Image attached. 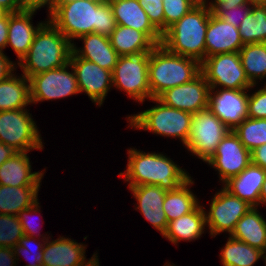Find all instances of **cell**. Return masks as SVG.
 <instances>
[{
  "label": "cell",
  "instance_id": "obj_29",
  "mask_svg": "<svg viewBox=\"0 0 266 266\" xmlns=\"http://www.w3.org/2000/svg\"><path fill=\"white\" fill-rule=\"evenodd\" d=\"M40 186H4L0 184V214L18 215L38 201Z\"/></svg>",
  "mask_w": 266,
  "mask_h": 266
},
{
  "label": "cell",
  "instance_id": "obj_6",
  "mask_svg": "<svg viewBox=\"0 0 266 266\" xmlns=\"http://www.w3.org/2000/svg\"><path fill=\"white\" fill-rule=\"evenodd\" d=\"M156 106L128 116L130 126L161 136L179 138L186 145L193 114L165 105L158 98H151Z\"/></svg>",
  "mask_w": 266,
  "mask_h": 266
},
{
  "label": "cell",
  "instance_id": "obj_47",
  "mask_svg": "<svg viewBox=\"0 0 266 266\" xmlns=\"http://www.w3.org/2000/svg\"><path fill=\"white\" fill-rule=\"evenodd\" d=\"M248 4V0H214L209 2L210 7H234Z\"/></svg>",
  "mask_w": 266,
  "mask_h": 266
},
{
  "label": "cell",
  "instance_id": "obj_48",
  "mask_svg": "<svg viewBox=\"0 0 266 266\" xmlns=\"http://www.w3.org/2000/svg\"><path fill=\"white\" fill-rule=\"evenodd\" d=\"M0 6L6 9L9 13L23 11L20 0H0Z\"/></svg>",
  "mask_w": 266,
  "mask_h": 266
},
{
  "label": "cell",
  "instance_id": "obj_36",
  "mask_svg": "<svg viewBox=\"0 0 266 266\" xmlns=\"http://www.w3.org/2000/svg\"><path fill=\"white\" fill-rule=\"evenodd\" d=\"M49 237L46 238V236H43V239H41L43 241V244L39 242L38 246L35 247V243H33L34 237L32 236H27V235H23L20 239L19 242L16 246L13 247V251L15 256L19 257L21 254L24 256H26V259L30 260V258H27L29 256H31V263L29 265L26 266H42V260H43V247H44V240L48 239ZM33 240V241H31ZM35 248V249H34ZM33 250L35 252H33ZM35 253L33 254V256L31 255V253ZM29 255V256H28ZM25 258V257H24Z\"/></svg>",
  "mask_w": 266,
  "mask_h": 266
},
{
  "label": "cell",
  "instance_id": "obj_3",
  "mask_svg": "<svg viewBox=\"0 0 266 266\" xmlns=\"http://www.w3.org/2000/svg\"><path fill=\"white\" fill-rule=\"evenodd\" d=\"M72 52L73 43L48 20L39 28L28 53L17 64L29 79L63 67L70 62Z\"/></svg>",
  "mask_w": 266,
  "mask_h": 266
},
{
  "label": "cell",
  "instance_id": "obj_11",
  "mask_svg": "<svg viewBox=\"0 0 266 266\" xmlns=\"http://www.w3.org/2000/svg\"><path fill=\"white\" fill-rule=\"evenodd\" d=\"M68 67L73 71H68ZM29 81L31 104L80 93L76 74L70 63L61 68L33 75Z\"/></svg>",
  "mask_w": 266,
  "mask_h": 266
},
{
  "label": "cell",
  "instance_id": "obj_42",
  "mask_svg": "<svg viewBox=\"0 0 266 266\" xmlns=\"http://www.w3.org/2000/svg\"><path fill=\"white\" fill-rule=\"evenodd\" d=\"M58 0H20L23 10H39L41 7L47 5L49 13H51L57 4Z\"/></svg>",
  "mask_w": 266,
  "mask_h": 266
},
{
  "label": "cell",
  "instance_id": "obj_30",
  "mask_svg": "<svg viewBox=\"0 0 266 266\" xmlns=\"http://www.w3.org/2000/svg\"><path fill=\"white\" fill-rule=\"evenodd\" d=\"M192 184L194 182L190 177L176 189L167 191L164 198L163 210L168 222L192 212L199 205L196 195L188 188Z\"/></svg>",
  "mask_w": 266,
  "mask_h": 266
},
{
  "label": "cell",
  "instance_id": "obj_38",
  "mask_svg": "<svg viewBox=\"0 0 266 266\" xmlns=\"http://www.w3.org/2000/svg\"><path fill=\"white\" fill-rule=\"evenodd\" d=\"M251 6L249 4H242L234 7H211V11L217 17L238 28L242 20L251 11Z\"/></svg>",
  "mask_w": 266,
  "mask_h": 266
},
{
  "label": "cell",
  "instance_id": "obj_8",
  "mask_svg": "<svg viewBox=\"0 0 266 266\" xmlns=\"http://www.w3.org/2000/svg\"><path fill=\"white\" fill-rule=\"evenodd\" d=\"M0 143L17 152L43 149L41 134L27 109L0 111Z\"/></svg>",
  "mask_w": 266,
  "mask_h": 266
},
{
  "label": "cell",
  "instance_id": "obj_51",
  "mask_svg": "<svg viewBox=\"0 0 266 266\" xmlns=\"http://www.w3.org/2000/svg\"><path fill=\"white\" fill-rule=\"evenodd\" d=\"M260 203L266 204V177H265V180H264V183L262 185L261 192H260Z\"/></svg>",
  "mask_w": 266,
  "mask_h": 266
},
{
  "label": "cell",
  "instance_id": "obj_46",
  "mask_svg": "<svg viewBox=\"0 0 266 266\" xmlns=\"http://www.w3.org/2000/svg\"><path fill=\"white\" fill-rule=\"evenodd\" d=\"M9 13L0 18V52H4L8 39Z\"/></svg>",
  "mask_w": 266,
  "mask_h": 266
},
{
  "label": "cell",
  "instance_id": "obj_19",
  "mask_svg": "<svg viewBox=\"0 0 266 266\" xmlns=\"http://www.w3.org/2000/svg\"><path fill=\"white\" fill-rule=\"evenodd\" d=\"M110 5L117 25L144 32L156 45L162 43V34L149 21L138 0H113Z\"/></svg>",
  "mask_w": 266,
  "mask_h": 266
},
{
  "label": "cell",
  "instance_id": "obj_24",
  "mask_svg": "<svg viewBox=\"0 0 266 266\" xmlns=\"http://www.w3.org/2000/svg\"><path fill=\"white\" fill-rule=\"evenodd\" d=\"M28 152H17L0 165V184L14 187L40 186L44 176L41 172H31Z\"/></svg>",
  "mask_w": 266,
  "mask_h": 266
},
{
  "label": "cell",
  "instance_id": "obj_20",
  "mask_svg": "<svg viewBox=\"0 0 266 266\" xmlns=\"http://www.w3.org/2000/svg\"><path fill=\"white\" fill-rule=\"evenodd\" d=\"M266 177V170L252 162L237 176L224 183L233 196L246 201L250 206L260 205V192Z\"/></svg>",
  "mask_w": 266,
  "mask_h": 266
},
{
  "label": "cell",
  "instance_id": "obj_12",
  "mask_svg": "<svg viewBox=\"0 0 266 266\" xmlns=\"http://www.w3.org/2000/svg\"><path fill=\"white\" fill-rule=\"evenodd\" d=\"M251 207L246 201L222 188L212 198L209 212L205 211L206 225L209 227L210 235L215 237L226 231L230 236L238 220Z\"/></svg>",
  "mask_w": 266,
  "mask_h": 266
},
{
  "label": "cell",
  "instance_id": "obj_10",
  "mask_svg": "<svg viewBox=\"0 0 266 266\" xmlns=\"http://www.w3.org/2000/svg\"><path fill=\"white\" fill-rule=\"evenodd\" d=\"M201 73L210 88L220 85L223 89H252L242 67L238 52L220 53L209 56L201 63Z\"/></svg>",
  "mask_w": 266,
  "mask_h": 266
},
{
  "label": "cell",
  "instance_id": "obj_32",
  "mask_svg": "<svg viewBox=\"0 0 266 266\" xmlns=\"http://www.w3.org/2000/svg\"><path fill=\"white\" fill-rule=\"evenodd\" d=\"M238 53L247 78L256 86V80L266 78V43L244 44Z\"/></svg>",
  "mask_w": 266,
  "mask_h": 266
},
{
  "label": "cell",
  "instance_id": "obj_54",
  "mask_svg": "<svg viewBox=\"0 0 266 266\" xmlns=\"http://www.w3.org/2000/svg\"><path fill=\"white\" fill-rule=\"evenodd\" d=\"M9 12L4 9L2 6H0V18L6 16Z\"/></svg>",
  "mask_w": 266,
  "mask_h": 266
},
{
  "label": "cell",
  "instance_id": "obj_56",
  "mask_svg": "<svg viewBox=\"0 0 266 266\" xmlns=\"http://www.w3.org/2000/svg\"><path fill=\"white\" fill-rule=\"evenodd\" d=\"M263 259L265 260V263H266V251L263 252ZM266 266V264H265Z\"/></svg>",
  "mask_w": 266,
  "mask_h": 266
},
{
  "label": "cell",
  "instance_id": "obj_7",
  "mask_svg": "<svg viewBox=\"0 0 266 266\" xmlns=\"http://www.w3.org/2000/svg\"><path fill=\"white\" fill-rule=\"evenodd\" d=\"M151 51L119 56L112 71L113 86L125 91L135 101L144 102L151 99L149 87L148 64Z\"/></svg>",
  "mask_w": 266,
  "mask_h": 266
},
{
  "label": "cell",
  "instance_id": "obj_39",
  "mask_svg": "<svg viewBox=\"0 0 266 266\" xmlns=\"http://www.w3.org/2000/svg\"><path fill=\"white\" fill-rule=\"evenodd\" d=\"M146 12L149 21L161 33H164V10L162 0H138Z\"/></svg>",
  "mask_w": 266,
  "mask_h": 266
},
{
  "label": "cell",
  "instance_id": "obj_13",
  "mask_svg": "<svg viewBox=\"0 0 266 266\" xmlns=\"http://www.w3.org/2000/svg\"><path fill=\"white\" fill-rule=\"evenodd\" d=\"M251 162V152L241 143L233 130H230L206 163L218 171L220 181L225 183L240 174Z\"/></svg>",
  "mask_w": 266,
  "mask_h": 266
},
{
  "label": "cell",
  "instance_id": "obj_5",
  "mask_svg": "<svg viewBox=\"0 0 266 266\" xmlns=\"http://www.w3.org/2000/svg\"><path fill=\"white\" fill-rule=\"evenodd\" d=\"M201 73V64L192 58L169 52L162 44L151 52L148 64L151 98L192 81Z\"/></svg>",
  "mask_w": 266,
  "mask_h": 266
},
{
  "label": "cell",
  "instance_id": "obj_23",
  "mask_svg": "<svg viewBox=\"0 0 266 266\" xmlns=\"http://www.w3.org/2000/svg\"><path fill=\"white\" fill-rule=\"evenodd\" d=\"M84 43L83 48L80 50L73 43V53L87 61L98 64L101 68L113 71L119 58L118 53L111 45L108 36L100 35L98 33H90L80 36Z\"/></svg>",
  "mask_w": 266,
  "mask_h": 266
},
{
  "label": "cell",
  "instance_id": "obj_40",
  "mask_svg": "<svg viewBox=\"0 0 266 266\" xmlns=\"http://www.w3.org/2000/svg\"><path fill=\"white\" fill-rule=\"evenodd\" d=\"M248 117L266 119V90L264 88L249 95Z\"/></svg>",
  "mask_w": 266,
  "mask_h": 266
},
{
  "label": "cell",
  "instance_id": "obj_4",
  "mask_svg": "<svg viewBox=\"0 0 266 266\" xmlns=\"http://www.w3.org/2000/svg\"><path fill=\"white\" fill-rule=\"evenodd\" d=\"M210 5H195L162 34V45L171 53L197 60L205 59V35Z\"/></svg>",
  "mask_w": 266,
  "mask_h": 266
},
{
  "label": "cell",
  "instance_id": "obj_50",
  "mask_svg": "<svg viewBox=\"0 0 266 266\" xmlns=\"http://www.w3.org/2000/svg\"><path fill=\"white\" fill-rule=\"evenodd\" d=\"M82 266H100L97 253H94L91 259H89L88 262H85Z\"/></svg>",
  "mask_w": 266,
  "mask_h": 266
},
{
  "label": "cell",
  "instance_id": "obj_25",
  "mask_svg": "<svg viewBox=\"0 0 266 266\" xmlns=\"http://www.w3.org/2000/svg\"><path fill=\"white\" fill-rule=\"evenodd\" d=\"M205 227V209L199 204L192 212L168 222L163 236L173 244L180 240L192 241L200 238Z\"/></svg>",
  "mask_w": 266,
  "mask_h": 266
},
{
  "label": "cell",
  "instance_id": "obj_9",
  "mask_svg": "<svg viewBox=\"0 0 266 266\" xmlns=\"http://www.w3.org/2000/svg\"><path fill=\"white\" fill-rule=\"evenodd\" d=\"M230 129L208 108L192 116L188 142L184 147L207 162Z\"/></svg>",
  "mask_w": 266,
  "mask_h": 266
},
{
  "label": "cell",
  "instance_id": "obj_34",
  "mask_svg": "<svg viewBox=\"0 0 266 266\" xmlns=\"http://www.w3.org/2000/svg\"><path fill=\"white\" fill-rule=\"evenodd\" d=\"M233 132L241 143L252 152L266 143V119L247 118Z\"/></svg>",
  "mask_w": 266,
  "mask_h": 266
},
{
  "label": "cell",
  "instance_id": "obj_57",
  "mask_svg": "<svg viewBox=\"0 0 266 266\" xmlns=\"http://www.w3.org/2000/svg\"><path fill=\"white\" fill-rule=\"evenodd\" d=\"M164 266H175V265L174 264L171 265V264L167 263V265L165 264Z\"/></svg>",
  "mask_w": 266,
  "mask_h": 266
},
{
  "label": "cell",
  "instance_id": "obj_2",
  "mask_svg": "<svg viewBox=\"0 0 266 266\" xmlns=\"http://www.w3.org/2000/svg\"><path fill=\"white\" fill-rule=\"evenodd\" d=\"M128 155L127 168L119 174L129 182L128 186L158 185L170 191L190 178L184 169L161 153H146L130 148Z\"/></svg>",
  "mask_w": 266,
  "mask_h": 266
},
{
  "label": "cell",
  "instance_id": "obj_31",
  "mask_svg": "<svg viewBox=\"0 0 266 266\" xmlns=\"http://www.w3.org/2000/svg\"><path fill=\"white\" fill-rule=\"evenodd\" d=\"M219 256L223 266H253L263 251L230 236Z\"/></svg>",
  "mask_w": 266,
  "mask_h": 266
},
{
  "label": "cell",
  "instance_id": "obj_44",
  "mask_svg": "<svg viewBox=\"0 0 266 266\" xmlns=\"http://www.w3.org/2000/svg\"><path fill=\"white\" fill-rule=\"evenodd\" d=\"M16 260L13 248L0 247V266H16Z\"/></svg>",
  "mask_w": 266,
  "mask_h": 266
},
{
  "label": "cell",
  "instance_id": "obj_43",
  "mask_svg": "<svg viewBox=\"0 0 266 266\" xmlns=\"http://www.w3.org/2000/svg\"><path fill=\"white\" fill-rule=\"evenodd\" d=\"M15 65L3 52H0V82L13 74L12 72L16 69Z\"/></svg>",
  "mask_w": 266,
  "mask_h": 266
},
{
  "label": "cell",
  "instance_id": "obj_21",
  "mask_svg": "<svg viewBox=\"0 0 266 266\" xmlns=\"http://www.w3.org/2000/svg\"><path fill=\"white\" fill-rule=\"evenodd\" d=\"M49 239L44 242L42 266H82L86 262V245L63 236Z\"/></svg>",
  "mask_w": 266,
  "mask_h": 266
},
{
  "label": "cell",
  "instance_id": "obj_18",
  "mask_svg": "<svg viewBox=\"0 0 266 266\" xmlns=\"http://www.w3.org/2000/svg\"><path fill=\"white\" fill-rule=\"evenodd\" d=\"M135 197L141 214L152 226L163 234L166 232L168 220L163 210L164 198L167 193L158 185L129 186Z\"/></svg>",
  "mask_w": 266,
  "mask_h": 266
},
{
  "label": "cell",
  "instance_id": "obj_28",
  "mask_svg": "<svg viewBox=\"0 0 266 266\" xmlns=\"http://www.w3.org/2000/svg\"><path fill=\"white\" fill-rule=\"evenodd\" d=\"M109 38L119 56L139 51H152L157 46L144 32L122 25H117Z\"/></svg>",
  "mask_w": 266,
  "mask_h": 266
},
{
  "label": "cell",
  "instance_id": "obj_35",
  "mask_svg": "<svg viewBox=\"0 0 266 266\" xmlns=\"http://www.w3.org/2000/svg\"><path fill=\"white\" fill-rule=\"evenodd\" d=\"M23 235L18 216L0 214V247L13 248Z\"/></svg>",
  "mask_w": 266,
  "mask_h": 266
},
{
  "label": "cell",
  "instance_id": "obj_33",
  "mask_svg": "<svg viewBox=\"0 0 266 266\" xmlns=\"http://www.w3.org/2000/svg\"><path fill=\"white\" fill-rule=\"evenodd\" d=\"M238 31L243 44L266 43V6H251Z\"/></svg>",
  "mask_w": 266,
  "mask_h": 266
},
{
  "label": "cell",
  "instance_id": "obj_27",
  "mask_svg": "<svg viewBox=\"0 0 266 266\" xmlns=\"http://www.w3.org/2000/svg\"><path fill=\"white\" fill-rule=\"evenodd\" d=\"M29 104L30 81L25 75L12 74L0 82V111L25 109Z\"/></svg>",
  "mask_w": 266,
  "mask_h": 266
},
{
  "label": "cell",
  "instance_id": "obj_52",
  "mask_svg": "<svg viewBox=\"0 0 266 266\" xmlns=\"http://www.w3.org/2000/svg\"><path fill=\"white\" fill-rule=\"evenodd\" d=\"M248 4L252 6H257V5L266 6V0H248Z\"/></svg>",
  "mask_w": 266,
  "mask_h": 266
},
{
  "label": "cell",
  "instance_id": "obj_14",
  "mask_svg": "<svg viewBox=\"0 0 266 266\" xmlns=\"http://www.w3.org/2000/svg\"><path fill=\"white\" fill-rule=\"evenodd\" d=\"M249 89L210 88L208 109L230 130L248 118Z\"/></svg>",
  "mask_w": 266,
  "mask_h": 266
},
{
  "label": "cell",
  "instance_id": "obj_16",
  "mask_svg": "<svg viewBox=\"0 0 266 266\" xmlns=\"http://www.w3.org/2000/svg\"><path fill=\"white\" fill-rule=\"evenodd\" d=\"M210 85L200 73L192 81L163 92L158 99L165 105L195 114L208 108Z\"/></svg>",
  "mask_w": 266,
  "mask_h": 266
},
{
  "label": "cell",
  "instance_id": "obj_49",
  "mask_svg": "<svg viewBox=\"0 0 266 266\" xmlns=\"http://www.w3.org/2000/svg\"><path fill=\"white\" fill-rule=\"evenodd\" d=\"M17 151L4 143H0V165L11 158Z\"/></svg>",
  "mask_w": 266,
  "mask_h": 266
},
{
  "label": "cell",
  "instance_id": "obj_45",
  "mask_svg": "<svg viewBox=\"0 0 266 266\" xmlns=\"http://www.w3.org/2000/svg\"><path fill=\"white\" fill-rule=\"evenodd\" d=\"M252 163L266 170V143L251 152Z\"/></svg>",
  "mask_w": 266,
  "mask_h": 266
},
{
  "label": "cell",
  "instance_id": "obj_55",
  "mask_svg": "<svg viewBox=\"0 0 266 266\" xmlns=\"http://www.w3.org/2000/svg\"><path fill=\"white\" fill-rule=\"evenodd\" d=\"M98 1L103 2V3H110V2H112L113 0H98Z\"/></svg>",
  "mask_w": 266,
  "mask_h": 266
},
{
  "label": "cell",
  "instance_id": "obj_37",
  "mask_svg": "<svg viewBox=\"0 0 266 266\" xmlns=\"http://www.w3.org/2000/svg\"><path fill=\"white\" fill-rule=\"evenodd\" d=\"M162 2L164 10V32L195 6L190 0H162Z\"/></svg>",
  "mask_w": 266,
  "mask_h": 266
},
{
  "label": "cell",
  "instance_id": "obj_26",
  "mask_svg": "<svg viewBox=\"0 0 266 266\" xmlns=\"http://www.w3.org/2000/svg\"><path fill=\"white\" fill-rule=\"evenodd\" d=\"M230 236L263 252L266 251V220L257 207H251L238 220Z\"/></svg>",
  "mask_w": 266,
  "mask_h": 266
},
{
  "label": "cell",
  "instance_id": "obj_1",
  "mask_svg": "<svg viewBox=\"0 0 266 266\" xmlns=\"http://www.w3.org/2000/svg\"><path fill=\"white\" fill-rule=\"evenodd\" d=\"M49 15L70 42L90 33L109 37L117 26L110 3L98 0H60Z\"/></svg>",
  "mask_w": 266,
  "mask_h": 266
},
{
  "label": "cell",
  "instance_id": "obj_53",
  "mask_svg": "<svg viewBox=\"0 0 266 266\" xmlns=\"http://www.w3.org/2000/svg\"><path fill=\"white\" fill-rule=\"evenodd\" d=\"M192 1L195 5H208V1L206 0H190Z\"/></svg>",
  "mask_w": 266,
  "mask_h": 266
},
{
  "label": "cell",
  "instance_id": "obj_17",
  "mask_svg": "<svg viewBox=\"0 0 266 266\" xmlns=\"http://www.w3.org/2000/svg\"><path fill=\"white\" fill-rule=\"evenodd\" d=\"M243 46L238 28L211 12L205 35V58L220 53L239 52Z\"/></svg>",
  "mask_w": 266,
  "mask_h": 266
},
{
  "label": "cell",
  "instance_id": "obj_22",
  "mask_svg": "<svg viewBox=\"0 0 266 266\" xmlns=\"http://www.w3.org/2000/svg\"><path fill=\"white\" fill-rule=\"evenodd\" d=\"M36 10H23L16 13H9L7 46H11L19 59L18 62L28 53L34 40L35 34L44 22L38 23L37 27L32 24V16Z\"/></svg>",
  "mask_w": 266,
  "mask_h": 266
},
{
  "label": "cell",
  "instance_id": "obj_41",
  "mask_svg": "<svg viewBox=\"0 0 266 266\" xmlns=\"http://www.w3.org/2000/svg\"><path fill=\"white\" fill-rule=\"evenodd\" d=\"M39 202L37 201L34 205H32L30 208L21 210L18 213V219L20 220V224L22 226V230H23V234L27 235V236H32V237H36L37 235H35L37 232V229L34 225H32V219L30 220L28 218V215L31 214H36L40 212L39 209ZM31 214L29 216H31ZM31 218V217H30ZM36 224V223H35Z\"/></svg>",
  "mask_w": 266,
  "mask_h": 266
},
{
  "label": "cell",
  "instance_id": "obj_15",
  "mask_svg": "<svg viewBox=\"0 0 266 266\" xmlns=\"http://www.w3.org/2000/svg\"><path fill=\"white\" fill-rule=\"evenodd\" d=\"M69 63L75 71L80 93L85 92L92 102L101 106L110 87H113L112 72L77 57L73 52Z\"/></svg>",
  "mask_w": 266,
  "mask_h": 266
}]
</instances>
